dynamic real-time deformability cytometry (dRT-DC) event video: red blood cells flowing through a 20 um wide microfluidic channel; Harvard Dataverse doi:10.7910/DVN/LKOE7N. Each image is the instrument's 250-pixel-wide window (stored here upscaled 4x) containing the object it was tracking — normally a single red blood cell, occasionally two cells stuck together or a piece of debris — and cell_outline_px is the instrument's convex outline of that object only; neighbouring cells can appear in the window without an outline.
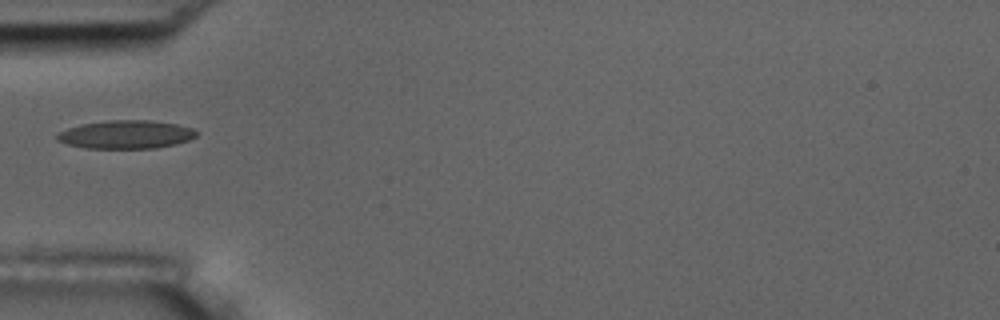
{"species": "common noctule bat (a hibernating species)", "species_latin": "Nyctalus noctula", "temperature_condition": "room temperature", "stored_images_in_passage": 10, "camera_frame_rate_fps": 3000, "um_per_image_px": 0.085, "animal": {"sex": "male", "body_mass_g": 17.5, "forearm_length_mm": 52.3}, "frame": {"image": 1, "passage_image": 1, "time_ms": 0.0, "image_size_px": [1000, 320], "cell_outline_px": [[196, 136], [188, 140], [176, 144], [156, 148], [84, 148], [68, 144], [56, 140], [56, 136], [60, 132], [68, 128], [80, 124], [108, 120], [152, 120], [176, 124], [192, 128], [196, 132]], "centroid_in_image_um": [10.7, 11.43], "position_along_channel_um": 74.3, "area_um2": 22.95}}
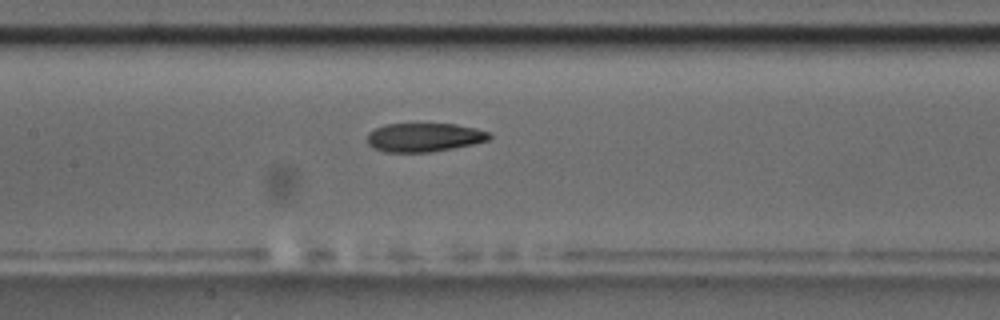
{"frame": {"image": 2, "passage_image": 9, "time_ms": 2.667, "image_size_px": [1000, 320], "cell_outline_px": [[492, 136], [488, 140], [472, 144], [432, 152], [384, 152], [372, 148], [368, 144], [368, 132], [384, 124], [456, 124], [476, 128], [492, 132]], "centroid_in_image_um": [36.06, 11.67], "position_along_channel_um": 171.3, "area_um2": 20.58}}